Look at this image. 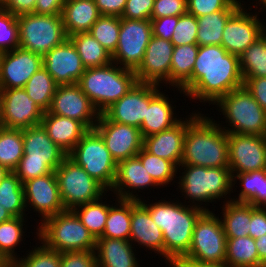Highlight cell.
<instances>
[{"instance_id": "6da1fadb", "label": "cell", "mask_w": 266, "mask_h": 267, "mask_svg": "<svg viewBox=\"0 0 266 267\" xmlns=\"http://www.w3.org/2000/svg\"><path fill=\"white\" fill-rule=\"evenodd\" d=\"M243 81L238 56L221 45L199 46L192 76L180 90L187 98L214 105Z\"/></svg>"}, {"instance_id": "7a4b0ae2", "label": "cell", "mask_w": 266, "mask_h": 267, "mask_svg": "<svg viewBox=\"0 0 266 267\" xmlns=\"http://www.w3.org/2000/svg\"><path fill=\"white\" fill-rule=\"evenodd\" d=\"M158 201L150 203L141 199L139 202L149 211L152 220L163 232L164 260L171 267L188 253L195 223L205 210L187 205L186 200H183L184 204L178 199L176 202L164 198Z\"/></svg>"}, {"instance_id": "3957f363", "label": "cell", "mask_w": 266, "mask_h": 267, "mask_svg": "<svg viewBox=\"0 0 266 267\" xmlns=\"http://www.w3.org/2000/svg\"><path fill=\"white\" fill-rule=\"evenodd\" d=\"M193 112L186 116L181 164L229 167L228 139L223 124L198 110Z\"/></svg>"}, {"instance_id": "277c9868", "label": "cell", "mask_w": 266, "mask_h": 267, "mask_svg": "<svg viewBox=\"0 0 266 267\" xmlns=\"http://www.w3.org/2000/svg\"><path fill=\"white\" fill-rule=\"evenodd\" d=\"M180 170L182 175H178L177 178L179 179L176 183L181 191L180 193L184 195L183 198L189 200L186 203L187 205L190 203L189 205L210 211L206 207L210 205L208 203L214 201L216 203L217 200L220 201V198H227L223 203L232 199L229 198V195L233 192L232 175L229 167H203L180 164L178 171L180 172Z\"/></svg>"}, {"instance_id": "5b68a950", "label": "cell", "mask_w": 266, "mask_h": 267, "mask_svg": "<svg viewBox=\"0 0 266 267\" xmlns=\"http://www.w3.org/2000/svg\"><path fill=\"white\" fill-rule=\"evenodd\" d=\"M136 82L133 70L112 62L100 67L86 68L77 84L95 109L102 114L120 100Z\"/></svg>"}, {"instance_id": "8992f818", "label": "cell", "mask_w": 266, "mask_h": 267, "mask_svg": "<svg viewBox=\"0 0 266 267\" xmlns=\"http://www.w3.org/2000/svg\"><path fill=\"white\" fill-rule=\"evenodd\" d=\"M23 152L13 171L22 184L30 179L52 173L67 154L48 136L42 125L22 129Z\"/></svg>"}, {"instance_id": "52a82bcc", "label": "cell", "mask_w": 266, "mask_h": 267, "mask_svg": "<svg viewBox=\"0 0 266 267\" xmlns=\"http://www.w3.org/2000/svg\"><path fill=\"white\" fill-rule=\"evenodd\" d=\"M37 227V239L54 251H92L96 248V239L72 210L48 217Z\"/></svg>"}, {"instance_id": "ba28073f", "label": "cell", "mask_w": 266, "mask_h": 267, "mask_svg": "<svg viewBox=\"0 0 266 267\" xmlns=\"http://www.w3.org/2000/svg\"><path fill=\"white\" fill-rule=\"evenodd\" d=\"M214 105L227 120L228 127L222 128L227 133L266 135V112L244 86L222 96Z\"/></svg>"}, {"instance_id": "9c48e42d", "label": "cell", "mask_w": 266, "mask_h": 267, "mask_svg": "<svg viewBox=\"0 0 266 267\" xmlns=\"http://www.w3.org/2000/svg\"><path fill=\"white\" fill-rule=\"evenodd\" d=\"M19 47L42 57L68 37L61 14L30 13L17 16Z\"/></svg>"}, {"instance_id": "30bf717a", "label": "cell", "mask_w": 266, "mask_h": 267, "mask_svg": "<svg viewBox=\"0 0 266 267\" xmlns=\"http://www.w3.org/2000/svg\"><path fill=\"white\" fill-rule=\"evenodd\" d=\"M67 156L110 192L117 163L95 129H89Z\"/></svg>"}, {"instance_id": "8fae6325", "label": "cell", "mask_w": 266, "mask_h": 267, "mask_svg": "<svg viewBox=\"0 0 266 267\" xmlns=\"http://www.w3.org/2000/svg\"><path fill=\"white\" fill-rule=\"evenodd\" d=\"M205 211L196 221L188 253L180 260L225 264L227 238L221 219Z\"/></svg>"}, {"instance_id": "7c38bea8", "label": "cell", "mask_w": 266, "mask_h": 267, "mask_svg": "<svg viewBox=\"0 0 266 267\" xmlns=\"http://www.w3.org/2000/svg\"><path fill=\"white\" fill-rule=\"evenodd\" d=\"M55 174L65 210L90 203L103 196L107 190L68 156L56 168Z\"/></svg>"}, {"instance_id": "4fadbf2b", "label": "cell", "mask_w": 266, "mask_h": 267, "mask_svg": "<svg viewBox=\"0 0 266 267\" xmlns=\"http://www.w3.org/2000/svg\"><path fill=\"white\" fill-rule=\"evenodd\" d=\"M153 36L151 20H130L120 17L118 44L112 54L117 65L135 71L143 60Z\"/></svg>"}, {"instance_id": "5bb4252c", "label": "cell", "mask_w": 266, "mask_h": 267, "mask_svg": "<svg viewBox=\"0 0 266 267\" xmlns=\"http://www.w3.org/2000/svg\"><path fill=\"white\" fill-rule=\"evenodd\" d=\"M44 111L24 88L0 89V126L27 129L41 125Z\"/></svg>"}, {"instance_id": "9a60e30c", "label": "cell", "mask_w": 266, "mask_h": 267, "mask_svg": "<svg viewBox=\"0 0 266 267\" xmlns=\"http://www.w3.org/2000/svg\"><path fill=\"white\" fill-rule=\"evenodd\" d=\"M231 175L266 170V135L227 133Z\"/></svg>"}, {"instance_id": "2e32d148", "label": "cell", "mask_w": 266, "mask_h": 267, "mask_svg": "<svg viewBox=\"0 0 266 267\" xmlns=\"http://www.w3.org/2000/svg\"><path fill=\"white\" fill-rule=\"evenodd\" d=\"M162 86L136 82L133 87L117 102L107 108L103 114L113 122L138 127L146 116L151 99Z\"/></svg>"}, {"instance_id": "e0dca14e", "label": "cell", "mask_w": 266, "mask_h": 267, "mask_svg": "<svg viewBox=\"0 0 266 267\" xmlns=\"http://www.w3.org/2000/svg\"><path fill=\"white\" fill-rule=\"evenodd\" d=\"M243 5L227 22L222 33L221 46L230 54L240 56L248 46L263 35L265 22L259 19V11L249 12ZM264 23V24H263Z\"/></svg>"}, {"instance_id": "ac0fdd59", "label": "cell", "mask_w": 266, "mask_h": 267, "mask_svg": "<svg viewBox=\"0 0 266 267\" xmlns=\"http://www.w3.org/2000/svg\"><path fill=\"white\" fill-rule=\"evenodd\" d=\"M94 129L116 163L136 156L143 148V137L138 127L110 121L103 113L99 115Z\"/></svg>"}, {"instance_id": "d6986e66", "label": "cell", "mask_w": 266, "mask_h": 267, "mask_svg": "<svg viewBox=\"0 0 266 267\" xmlns=\"http://www.w3.org/2000/svg\"><path fill=\"white\" fill-rule=\"evenodd\" d=\"M48 111L77 120L88 130L94 129L100 115L77 83L58 85Z\"/></svg>"}, {"instance_id": "ffe728a7", "label": "cell", "mask_w": 266, "mask_h": 267, "mask_svg": "<svg viewBox=\"0 0 266 267\" xmlns=\"http://www.w3.org/2000/svg\"><path fill=\"white\" fill-rule=\"evenodd\" d=\"M23 188L25 207L27 210L32 208L33 212L38 213V217H41L38 224L48 217L65 211L55 171L24 182Z\"/></svg>"}, {"instance_id": "44dd1931", "label": "cell", "mask_w": 266, "mask_h": 267, "mask_svg": "<svg viewBox=\"0 0 266 267\" xmlns=\"http://www.w3.org/2000/svg\"><path fill=\"white\" fill-rule=\"evenodd\" d=\"M173 49L174 45L171 41L152 36L142 62L134 71L137 81L158 86L166 84L170 88V66Z\"/></svg>"}, {"instance_id": "7402d4cb", "label": "cell", "mask_w": 266, "mask_h": 267, "mask_svg": "<svg viewBox=\"0 0 266 267\" xmlns=\"http://www.w3.org/2000/svg\"><path fill=\"white\" fill-rule=\"evenodd\" d=\"M43 67V57L23 48L4 52L0 60V89L24 88Z\"/></svg>"}, {"instance_id": "603a6c76", "label": "cell", "mask_w": 266, "mask_h": 267, "mask_svg": "<svg viewBox=\"0 0 266 267\" xmlns=\"http://www.w3.org/2000/svg\"><path fill=\"white\" fill-rule=\"evenodd\" d=\"M43 67L58 85L77 83L86 69L69 38L43 56Z\"/></svg>"}, {"instance_id": "cb8c5ba5", "label": "cell", "mask_w": 266, "mask_h": 267, "mask_svg": "<svg viewBox=\"0 0 266 267\" xmlns=\"http://www.w3.org/2000/svg\"><path fill=\"white\" fill-rule=\"evenodd\" d=\"M149 187L160 188L137 156L117 163L115 182L110 190L113 194L115 193L114 197L140 201L142 197H139L138 193L140 190H150Z\"/></svg>"}, {"instance_id": "d4e9b609", "label": "cell", "mask_w": 266, "mask_h": 267, "mask_svg": "<svg viewBox=\"0 0 266 267\" xmlns=\"http://www.w3.org/2000/svg\"><path fill=\"white\" fill-rule=\"evenodd\" d=\"M129 241L160 254L164 258L162 230L154 223L149 211L137 200H131V229Z\"/></svg>"}, {"instance_id": "484cf974", "label": "cell", "mask_w": 266, "mask_h": 267, "mask_svg": "<svg viewBox=\"0 0 266 267\" xmlns=\"http://www.w3.org/2000/svg\"><path fill=\"white\" fill-rule=\"evenodd\" d=\"M186 132V118L174 127L160 133L144 137L143 148L160 158L173 162L177 167L181 164L183 143Z\"/></svg>"}, {"instance_id": "4316f807", "label": "cell", "mask_w": 266, "mask_h": 267, "mask_svg": "<svg viewBox=\"0 0 266 267\" xmlns=\"http://www.w3.org/2000/svg\"><path fill=\"white\" fill-rule=\"evenodd\" d=\"M41 125L47 131L51 140L67 155L88 131L81 122L68 117L54 115L49 111L44 112Z\"/></svg>"}, {"instance_id": "83f0119b", "label": "cell", "mask_w": 266, "mask_h": 267, "mask_svg": "<svg viewBox=\"0 0 266 267\" xmlns=\"http://www.w3.org/2000/svg\"><path fill=\"white\" fill-rule=\"evenodd\" d=\"M167 96V97H166ZM169 95L159 91L150 101L146 116L140 126L142 137H148L161 131L168 130L178 124L183 118H176V109ZM175 106V107H173Z\"/></svg>"}, {"instance_id": "f1b7e54d", "label": "cell", "mask_w": 266, "mask_h": 267, "mask_svg": "<svg viewBox=\"0 0 266 267\" xmlns=\"http://www.w3.org/2000/svg\"><path fill=\"white\" fill-rule=\"evenodd\" d=\"M133 246L127 240L97 238L95 254L98 267H141Z\"/></svg>"}, {"instance_id": "f546056e", "label": "cell", "mask_w": 266, "mask_h": 267, "mask_svg": "<svg viewBox=\"0 0 266 267\" xmlns=\"http://www.w3.org/2000/svg\"><path fill=\"white\" fill-rule=\"evenodd\" d=\"M100 16L95 0H66L61 12L67 37L89 32Z\"/></svg>"}, {"instance_id": "4dcf8cb0", "label": "cell", "mask_w": 266, "mask_h": 267, "mask_svg": "<svg viewBox=\"0 0 266 267\" xmlns=\"http://www.w3.org/2000/svg\"><path fill=\"white\" fill-rule=\"evenodd\" d=\"M221 208L222 212L220 214L223 217L220 216V219L226 238L249 236L251 204L230 200L223 203Z\"/></svg>"}, {"instance_id": "1f68e13d", "label": "cell", "mask_w": 266, "mask_h": 267, "mask_svg": "<svg viewBox=\"0 0 266 267\" xmlns=\"http://www.w3.org/2000/svg\"><path fill=\"white\" fill-rule=\"evenodd\" d=\"M198 44L174 46L170 66V87L180 88L191 78L195 60L198 55Z\"/></svg>"}, {"instance_id": "d6a6232c", "label": "cell", "mask_w": 266, "mask_h": 267, "mask_svg": "<svg viewBox=\"0 0 266 267\" xmlns=\"http://www.w3.org/2000/svg\"><path fill=\"white\" fill-rule=\"evenodd\" d=\"M109 206L106 225L99 238L122 239L129 241L131 229V200L120 199ZM116 204V205H115Z\"/></svg>"}, {"instance_id": "836d02e7", "label": "cell", "mask_w": 266, "mask_h": 267, "mask_svg": "<svg viewBox=\"0 0 266 267\" xmlns=\"http://www.w3.org/2000/svg\"><path fill=\"white\" fill-rule=\"evenodd\" d=\"M238 10L224 9L198 17L197 44L199 46L221 45L224 27Z\"/></svg>"}, {"instance_id": "e575fe53", "label": "cell", "mask_w": 266, "mask_h": 267, "mask_svg": "<svg viewBox=\"0 0 266 267\" xmlns=\"http://www.w3.org/2000/svg\"><path fill=\"white\" fill-rule=\"evenodd\" d=\"M74 44L85 68L100 67L112 63V55L89 32L68 37Z\"/></svg>"}, {"instance_id": "d590c367", "label": "cell", "mask_w": 266, "mask_h": 267, "mask_svg": "<svg viewBox=\"0 0 266 267\" xmlns=\"http://www.w3.org/2000/svg\"><path fill=\"white\" fill-rule=\"evenodd\" d=\"M225 264L228 267H259L255 240L250 236L227 238Z\"/></svg>"}, {"instance_id": "8d00e7d4", "label": "cell", "mask_w": 266, "mask_h": 267, "mask_svg": "<svg viewBox=\"0 0 266 267\" xmlns=\"http://www.w3.org/2000/svg\"><path fill=\"white\" fill-rule=\"evenodd\" d=\"M107 193L108 191L95 201L79 205L72 209L78 219L95 239L99 238L103 234L106 225L110 204H108L106 200L104 201L103 197L105 195L109 196Z\"/></svg>"}, {"instance_id": "74e56055", "label": "cell", "mask_w": 266, "mask_h": 267, "mask_svg": "<svg viewBox=\"0 0 266 267\" xmlns=\"http://www.w3.org/2000/svg\"><path fill=\"white\" fill-rule=\"evenodd\" d=\"M26 217H12L0 223V254L10 265L20 256L15 249L22 244L21 242L24 239L25 231H23V226L25 225Z\"/></svg>"}, {"instance_id": "f35d334b", "label": "cell", "mask_w": 266, "mask_h": 267, "mask_svg": "<svg viewBox=\"0 0 266 267\" xmlns=\"http://www.w3.org/2000/svg\"><path fill=\"white\" fill-rule=\"evenodd\" d=\"M57 87L58 84L53 77L44 67H42L27 81L24 90L45 112L51 107L52 99Z\"/></svg>"}, {"instance_id": "ab89813d", "label": "cell", "mask_w": 266, "mask_h": 267, "mask_svg": "<svg viewBox=\"0 0 266 267\" xmlns=\"http://www.w3.org/2000/svg\"><path fill=\"white\" fill-rule=\"evenodd\" d=\"M0 204L13 217L27 215L23 184L14 172H9L0 182Z\"/></svg>"}, {"instance_id": "60d3db41", "label": "cell", "mask_w": 266, "mask_h": 267, "mask_svg": "<svg viewBox=\"0 0 266 267\" xmlns=\"http://www.w3.org/2000/svg\"><path fill=\"white\" fill-rule=\"evenodd\" d=\"M23 151L22 130L0 126V164L13 172L24 155Z\"/></svg>"}, {"instance_id": "b9f144b4", "label": "cell", "mask_w": 266, "mask_h": 267, "mask_svg": "<svg viewBox=\"0 0 266 267\" xmlns=\"http://www.w3.org/2000/svg\"><path fill=\"white\" fill-rule=\"evenodd\" d=\"M243 79L266 77V37L262 35L239 56Z\"/></svg>"}, {"instance_id": "7bdbcfd3", "label": "cell", "mask_w": 266, "mask_h": 267, "mask_svg": "<svg viewBox=\"0 0 266 267\" xmlns=\"http://www.w3.org/2000/svg\"><path fill=\"white\" fill-rule=\"evenodd\" d=\"M136 156L159 187H167L168 184L177 179L178 167L173 162L155 156L144 148Z\"/></svg>"}, {"instance_id": "ee69618b", "label": "cell", "mask_w": 266, "mask_h": 267, "mask_svg": "<svg viewBox=\"0 0 266 267\" xmlns=\"http://www.w3.org/2000/svg\"><path fill=\"white\" fill-rule=\"evenodd\" d=\"M262 179H266V170L251 171L247 173H237L232 176V187L239 180L240 193L233 201L246 202L258 206V192H261Z\"/></svg>"}, {"instance_id": "f6af8a7d", "label": "cell", "mask_w": 266, "mask_h": 267, "mask_svg": "<svg viewBox=\"0 0 266 267\" xmlns=\"http://www.w3.org/2000/svg\"><path fill=\"white\" fill-rule=\"evenodd\" d=\"M120 17L101 15L91 26L89 33L112 55L118 44Z\"/></svg>"}, {"instance_id": "bcb514c9", "label": "cell", "mask_w": 266, "mask_h": 267, "mask_svg": "<svg viewBox=\"0 0 266 267\" xmlns=\"http://www.w3.org/2000/svg\"><path fill=\"white\" fill-rule=\"evenodd\" d=\"M25 256L19 257L11 267H60L61 253L46 247L41 241Z\"/></svg>"}, {"instance_id": "7dc6e473", "label": "cell", "mask_w": 266, "mask_h": 267, "mask_svg": "<svg viewBox=\"0 0 266 267\" xmlns=\"http://www.w3.org/2000/svg\"><path fill=\"white\" fill-rule=\"evenodd\" d=\"M19 47L17 16L0 5V51H12Z\"/></svg>"}, {"instance_id": "c3c4849f", "label": "cell", "mask_w": 266, "mask_h": 267, "mask_svg": "<svg viewBox=\"0 0 266 267\" xmlns=\"http://www.w3.org/2000/svg\"><path fill=\"white\" fill-rule=\"evenodd\" d=\"M243 0H187V12L196 18L224 9H240Z\"/></svg>"}, {"instance_id": "681fc988", "label": "cell", "mask_w": 266, "mask_h": 267, "mask_svg": "<svg viewBox=\"0 0 266 267\" xmlns=\"http://www.w3.org/2000/svg\"><path fill=\"white\" fill-rule=\"evenodd\" d=\"M198 20L190 13L179 16L171 42L174 46L197 44Z\"/></svg>"}, {"instance_id": "f907efd6", "label": "cell", "mask_w": 266, "mask_h": 267, "mask_svg": "<svg viewBox=\"0 0 266 267\" xmlns=\"http://www.w3.org/2000/svg\"><path fill=\"white\" fill-rule=\"evenodd\" d=\"M60 267H98L95 250L62 252Z\"/></svg>"}, {"instance_id": "816d5d0a", "label": "cell", "mask_w": 266, "mask_h": 267, "mask_svg": "<svg viewBox=\"0 0 266 267\" xmlns=\"http://www.w3.org/2000/svg\"><path fill=\"white\" fill-rule=\"evenodd\" d=\"M187 13V0H155L151 18L181 16Z\"/></svg>"}, {"instance_id": "f5cc1de1", "label": "cell", "mask_w": 266, "mask_h": 267, "mask_svg": "<svg viewBox=\"0 0 266 267\" xmlns=\"http://www.w3.org/2000/svg\"><path fill=\"white\" fill-rule=\"evenodd\" d=\"M155 0H127L121 18L130 20H151Z\"/></svg>"}, {"instance_id": "db71d44e", "label": "cell", "mask_w": 266, "mask_h": 267, "mask_svg": "<svg viewBox=\"0 0 266 267\" xmlns=\"http://www.w3.org/2000/svg\"><path fill=\"white\" fill-rule=\"evenodd\" d=\"M179 16L151 18L153 36L171 41Z\"/></svg>"}, {"instance_id": "11a10c76", "label": "cell", "mask_w": 266, "mask_h": 267, "mask_svg": "<svg viewBox=\"0 0 266 267\" xmlns=\"http://www.w3.org/2000/svg\"><path fill=\"white\" fill-rule=\"evenodd\" d=\"M266 234V207L251 204V221L249 236L257 239Z\"/></svg>"}, {"instance_id": "9f6ffc18", "label": "cell", "mask_w": 266, "mask_h": 267, "mask_svg": "<svg viewBox=\"0 0 266 267\" xmlns=\"http://www.w3.org/2000/svg\"><path fill=\"white\" fill-rule=\"evenodd\" d=\"M243 86L266 112V77H250L249 79H244Z\"/></svg>"}, {"instance_id": "6f0895ef", "label": "cell", "mask_w": 266, "mask_h": 267, "mask_svg": "<svg viewBox=\"0 0 266 267\" xmlns=\"http://www.w3.org/2000/svg\"><path fill=\"white\" fill-rule=\"evenodd\" d=\"M127 0H95L100 15L121 17Z\"/></svg>"}, {"instance_id": "680465c9", "label": "cell", "mask_w": 266, "mask_h": 267, "mask_svg": "<svg viewBox=\"0 0 266 267\" xmlns=\"http://www.w3.org/2000/svg\"><path fill=\"white\" fill-rule=\"evenodd\" d=\"M1 6L12 14L20 16L34 13L36 0H6Z\"/></svg>"}, {"instance_id": "91938a15", "label": "cell", "mask_w": 266, "mask_h": 267, "mask_svg": "<svg viewBox=\"0 0 266 267\" xmlns=\"http://www.w3.org/2000/svg\"><path fill=\"white\" fill-rule=\"evenodd\" d=\"M66 0H36L34 13L52 15L61 14Z\"/></svg>"}, {"instance_id": "94428289", "label": "cell", "mask_w": 266, "mask_h": 267, "mask_svg": "<svg viewBox=\"0 0 266 267\" xmlns=\"http://www.w3.org/2000/svg\"><path fill=\"white\" fill-rule=\"evenodd\" d=\"M254 240L259 255V267H266V234Z\"/></svg>"}, {"instance_id": "6125c7cd", "label": "cell", "mask_w": 266, "mask_h": 267, "mask_svg": "<svg viewBox=\"0 0 266 267\" xmlns=\"http://www.w3.org/2000/svg\"><path fill=\"white\" fill-rule=\"evenodd\" d=\"M172 267H228L226 264L202 263L191 260H178Z\"/></svg>"}, {"instance_id": "be15d7a7", "label": "cell", "mask_w": 266, "mask_h": 267, "mask_svg": "<svg viewBox=\"0 0 266 267\" xmlns=\"http://www.w3.org/2000/svg\"><path fill=\"white\" fill-rule=\"evenodd\" d=\"M258 206L266 207V179H262L261 192H258Z\"/></svg>"}, {"instance_id": "e7e4bbea", "label": "cell", "mask_w": 266, "mask_h": 267, "mask_svg": "<svg viewBox=\"0 0 266 267\" xmlns=\"http://www.w3.org/2000/svg\"><path fill=\"white\" fill-rule=\"evenodd\" d=\"M13 216L0 204V223L11 219Z\"/></svg>"}, {"instance_id": "03108f58", "label": "cell", "mask_w": 266, "mask_h": 267, "mask_svg": "<svg viewBox=\"0 0 266 267\" xmlns=\"http://www.w3.org/2000/svg\"><path fill=\"white\" fill-rule=\"evenodd\" d=\"M11 171H9L6 167L2 166L0 164V182L2 181V179Z\"/></svg>"}, {"instance_id": "003e7915", "label": "cell", "mask_w": 266, "mask_h": 267, "mask_svg": "<svg viewBox=\"0 0 266 267\" xmlns=\"http://www.w3.org/2000/svg\"><path fill=\"white\" fill-rule=\"evenodd\" d=\"M0 267H11V265L0 254Z\"/></svg>"}, {"instance_id": "a7ac6f4b", "label": "cell", "mask_w": 266, "mask_h": 267, "mask_svg": "<svg viewBox=\"0 0 266 267\" xmlns=\"http://www.w3.org/2000/svg\"><path fill=\"white\" fill-rule=\"evenodd\" d=\"M255 1H256L257 4H259L260 6H262V7H260L259 10L261 11V13H263L262 10L264 11L266 9V0H255Z\"/></svg>"}, {"instance_id": "89a4df30", "label": "cell", "mask_w": 266, "mask_h": 267, "mask_svg": "<svg viewBox=\"0 0 266 267\" xmlns=\"http://www.w3.org/2000/svg\"><path fill=\"white\" fill-rule=\"evenodd\" d=\"M263 35L266 37V24L263 25Z\"/></svg>"}, {"instance_id": "2644e50d", "label": "cell", "mask_w": 266, "mask_h": 267, "mask_svg": "<svg viewBox=\"0 0 266 267\" xmlns=\"http://www.w3.org/2000/svg\"><path fill=\"white\" fill-rule=\"evenodd\" d=\"M6 0H0V5H2Z\"/></svg>"}]
</instances>
